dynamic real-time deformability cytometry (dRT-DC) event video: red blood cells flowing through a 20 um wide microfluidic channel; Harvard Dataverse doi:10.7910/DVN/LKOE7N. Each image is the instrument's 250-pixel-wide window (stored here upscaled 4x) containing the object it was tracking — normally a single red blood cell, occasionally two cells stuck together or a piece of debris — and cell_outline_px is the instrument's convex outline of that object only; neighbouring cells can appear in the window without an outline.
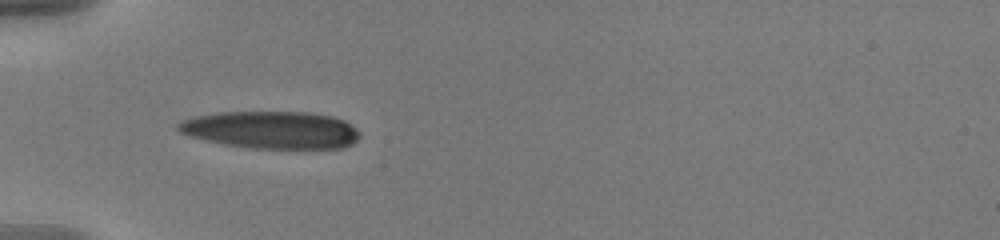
{"species": "human", "species_latin": "Homo sapiens", "temperature_condition": "warm", "stored_images_in_passage": 38, "camera_frame_rate_fps": 3000, "um_per_image_px": 0.085, "donor": {"sex": "male"}, "frame": {"image": 1, "passage_image": 1, "time_ms": 0.0, "image_size_px": [1000, 240], "cell_outline_px": [[360, 136], [352, 144], [344, 148], [252, 148], [224, 144], [188, 136], [180, 132], [176, 128], [176, 124], [180, 120], [196, 116], [220, 112], [308, 112], [332, 116], [344, 120], [356, 128], [360, 132]], "centroid_in_image_um": [23.06, 11.04], "position_along_channel_um": 61.9, "area_um2": 39.71}}
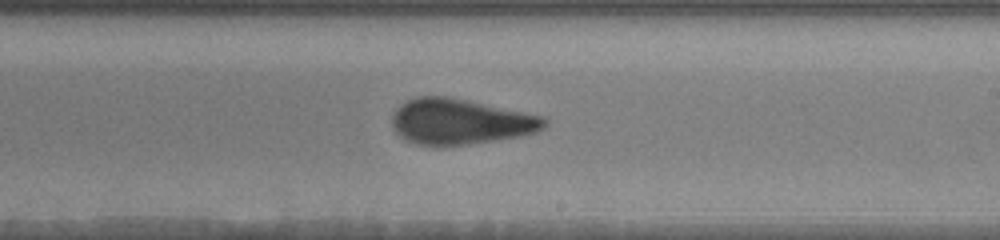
{"frame": {"image": 2, "passage_image": 17, "time_ms": 5.333, "image_size_px": [1000, 240], "cell_outline_px": [[548, 124], [544, 128], [536, 132], [520, 136], [468, 144], [416, 144], [404, 140], [392, 128], [392, 116], [396, 108], [400, 104], [416, 96], [444, 96], [544, 116], [548, 120]], "centroid_in_image_um": [39.11, 10.33], "position_along_channel_um": 249.9, "area_um2": 40.0}}
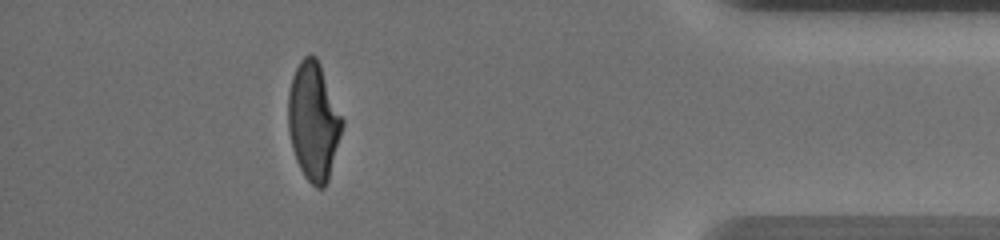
{"frame": {"image": 3, "passage_image": 33, "time_ms": 10.667, "image_size_px": [1000, 240], "cell_outline_px": [[344, 124], [328, 180], [324, 188], [316, 188], [304, 176], [296, 160], [292, 148], [288, 128], [288, 92], [292, 76], [300, 60], [304, 56], [316, 56], [320, 64], [344, 120]], "centroid_in_image_um": [26.65, 10.31], "position_along_channel_um": 408.6, "area_um2": 37.11}, "authors_computed_cell_mechanics": {"area_um2": 39.4485, "velocity_mm_per_s": 3.6573, "shape_relaxation_time_tau1_ms": 7.427, "shape_relaxation_time_tau2_ms": 1.0545, "deformation_change_tau1": 0.263, "deformation_change_tau2": 0.0898}}